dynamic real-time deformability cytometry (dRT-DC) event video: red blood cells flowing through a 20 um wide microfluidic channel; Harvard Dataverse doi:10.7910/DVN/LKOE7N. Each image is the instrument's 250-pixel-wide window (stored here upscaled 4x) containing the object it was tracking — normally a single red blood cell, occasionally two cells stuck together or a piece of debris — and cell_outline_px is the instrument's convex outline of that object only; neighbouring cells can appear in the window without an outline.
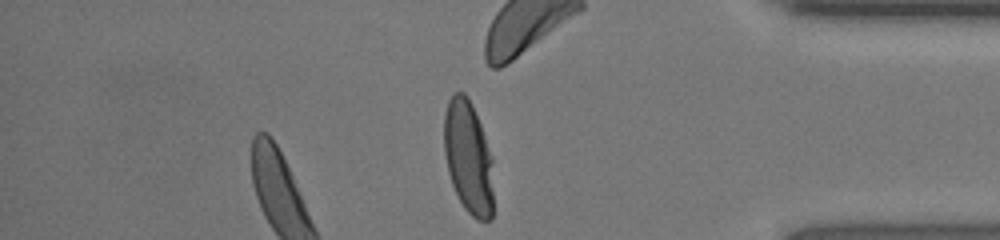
{"species": "human", "species_latin": "Homo sapiens", "temperature_condition": "room temperature", "stored_images_in_passage": 27, "camera_frame_rate_fps": 3000, "um_per_image_px": 0.085, "donor": {"sex": "female"}, "frame": {"image": 1, "passage_image": 27, "time_ms": 8.667, "image_size_px": [1000, 240], "cell_outline_px": [[492, 220], [476, 220], [464, 208], [452, 184], [448, 172], [444, 152], [444, 112], [448, 100], [452, 92], [464, 92], [468, 96], [472, 104], [480, 124], [492, 156]], "centroid_in_image_um": [39.79, 13.34], "position_along_channel_um": 395.4, "area_um2": 32.66}}